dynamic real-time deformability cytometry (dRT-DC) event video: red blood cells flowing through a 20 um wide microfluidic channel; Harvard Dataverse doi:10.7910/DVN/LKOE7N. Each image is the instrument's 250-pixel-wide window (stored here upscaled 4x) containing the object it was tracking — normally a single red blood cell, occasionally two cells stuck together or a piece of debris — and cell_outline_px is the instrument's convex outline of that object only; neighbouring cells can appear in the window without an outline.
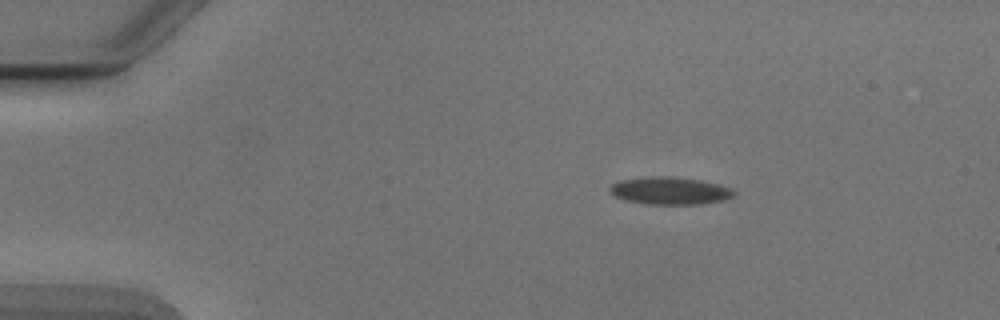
{"species": "Egyptian fruit bat (a non-hibernating species)", "species_latin": "Rousettus aegyptiacus", "temperature_condition": "cold", "stored_images_in_passage": 4, "camera_frame_rate_fps": 3000, "um_per_image_px": 0.085, "animal": {"sex": "male"}, "frame": {"image": 1, "passage_image": 1, "time_ms": 0.0, "image_size_px": [1000, 320], "cell_outline_px": [[736, 196], [724, 200], [700, 204], [648, 204], [624, 200], [608, 192], [608, 188], [612, 184], [620, 180], [648, 176], [672, 176], [700, 180], [720, 184], [732, 188], [736, 192]], "centroid_in_image_um": [56.96, 16.21], "position_along_channel_um": 28.0, "area_um2": 20.17}}
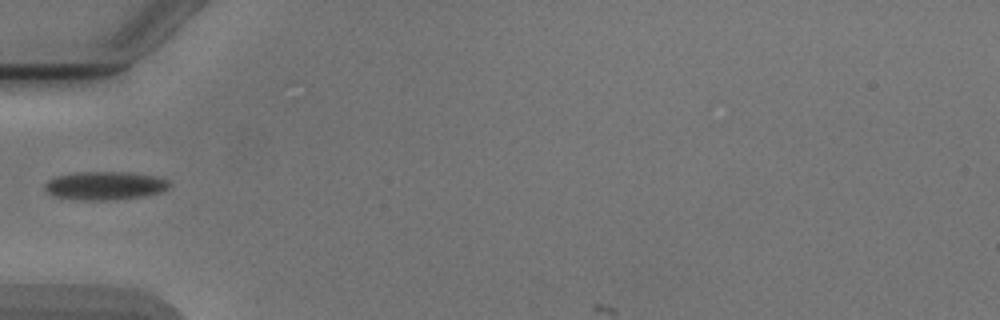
{"frame": {"image": 2, "passage_image": 3, "time_ms": 3.0, "image_size_px": [1000, 320], "cell_outline_px": [[168, 188], [160, 192], [144, 196], [116, 200], [72, 200], [52, 196], [44, 188], [44, 184], [48, 180], [56, 176], [80, 172], [128, 172], [156, 176], [168, 180]], "centroid_in_image_um": [8.88, 15.79], "position_along_channel_um": 76.1, "area_um2": 20.75}}